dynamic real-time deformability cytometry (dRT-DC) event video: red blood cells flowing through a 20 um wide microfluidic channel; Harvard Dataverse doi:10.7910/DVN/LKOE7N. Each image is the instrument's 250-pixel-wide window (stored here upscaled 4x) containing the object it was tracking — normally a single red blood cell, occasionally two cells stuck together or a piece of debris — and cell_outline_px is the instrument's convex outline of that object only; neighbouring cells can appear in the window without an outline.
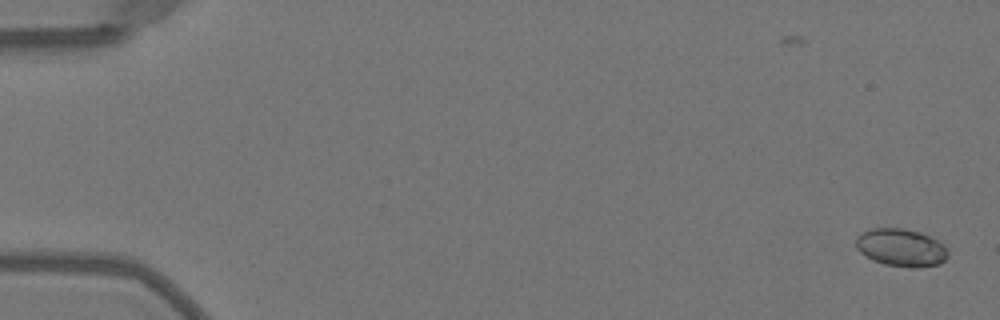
{"species": "Egyptian fruit bat (a non-hibernating species)", "species_latin": "Rousettus aegyptiacus", "temperature_condition": "warm", "stored_images_in_passage": 51, "camera_frame_rate_fps": 3000, "um_per_image_px": 0.085, "animal": {"sex": "female"}, "frame": {"image": 1, "passage_image": 1, "time_ms": 0.0, "image_size_px": [1000, 320], "cell_outline_px": [[948, 256], [940, 264], [916, 268], [908, 268], [884, 264], [872, 260], [864, 256], [856, 248], [856, 236], [872, 228], [904, 228], [920, 232], [936, 240], [948, 252]], "centroid_in_image_um": [76.55, 21.06], "position_along_channel_um": 8.4, "area_um2": 20.23}}
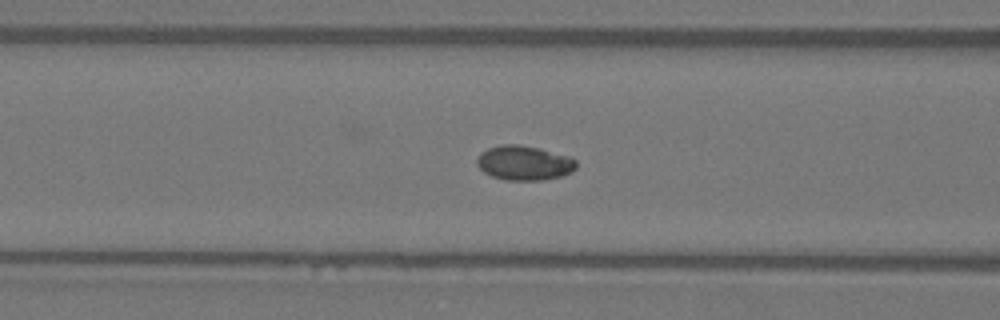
{"frame": {"image": 2, "passage_image": 21, "time_ms": 6.667, "image_size_px": [1000, 320], "cell_outline_px": [[576, 168], [572, 172], [560, 176], [544, 180], [504, 180], [492, 176], [484, 172], [476, 164], [476, 160], [480, 152], [488, 148], [500, 144], [516, 144], [540, 148], [568, 156], [576, 160]], "centroid_in_image_um": [44.53, 13.84], "position_along_channel_um": 122.1, "area_um2": 20.11}}
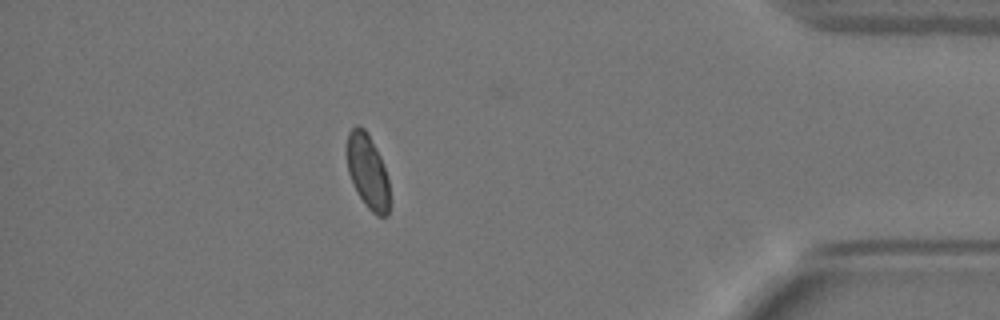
{"frame": {"image": 3, "passage_image": 45, "time_ms": 14.667, "image_size_px": [1000, 320], "cell_outline_px": [[388, 216], [376, 216], [368, 208], [360, 196], [348, 172], [344, 152], [348, 132], [356, 124], [360, 124], [368, 132], [380, 156], [388, 180]], "centroid_in_image_um": [31.2, 14.48], "position_along_channel_um": 404.0, "area_um2": 18.61}, "authors_computed_cell_mechanics": {"area_um2": 19.363, "velocity_mm_per_s": 4.0357, "shape_relaxation_time_tau1_ms": 2.4496, "shape_relaxation_time_tau2_ms": null, "deformation_change_tau1": 0.0553, "deformation_change_tau2": null}}